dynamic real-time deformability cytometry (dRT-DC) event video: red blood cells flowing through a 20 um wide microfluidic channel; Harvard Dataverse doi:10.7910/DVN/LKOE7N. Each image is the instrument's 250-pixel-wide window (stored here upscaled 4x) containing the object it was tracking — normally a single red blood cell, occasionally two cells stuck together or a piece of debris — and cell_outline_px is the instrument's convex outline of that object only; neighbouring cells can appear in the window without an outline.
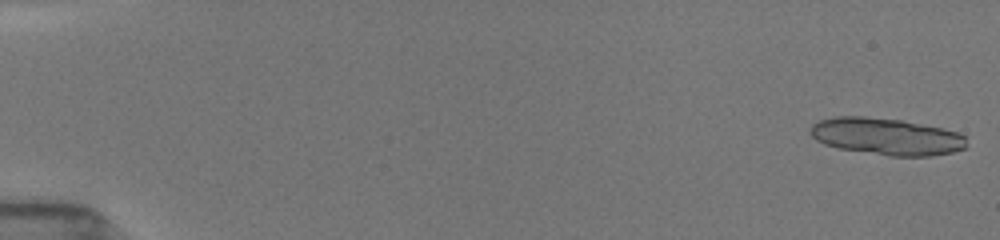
{"species": "common noctule bat (a hibernating species)", "species_latin": "Nyctalus noctula", "temperature_condition": "room temperature", "stored_images_in_passage": 18, "camera_frame_rate_fps": 3000, "um_per_image_px": 0.085, "animal": {"sex": "female", "body_mass_g": 19.5, "forearm_length_mm": 54.1}, "frame": {"image": 1, "passage_image": 1, "time_ms": 0.0, "image_size_px": [1000, 240], "cell_outline_px": [[964, 148], [952, 152], [932, 156], [888, 156], [836, 148], [824, 144], [816, 140], [808, 132], [812, 124], [820, 120], [832, 116], [864, 116], [900, 120], [940, 128], [956, 132], [964, 136]], "centroid_in_image_um": [75.26, 11.6], "position_along_channel_um": 9.7, "area_um2": 33.58}}